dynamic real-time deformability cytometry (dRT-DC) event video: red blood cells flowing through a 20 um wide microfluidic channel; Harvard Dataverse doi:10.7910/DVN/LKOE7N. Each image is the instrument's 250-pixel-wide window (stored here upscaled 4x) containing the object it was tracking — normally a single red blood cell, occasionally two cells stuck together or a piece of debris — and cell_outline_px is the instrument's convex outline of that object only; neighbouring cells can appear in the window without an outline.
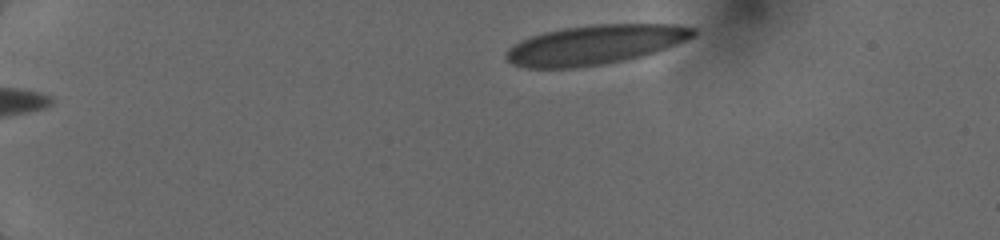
{"species": "human", "species_latin": "Homo sapiens", "temperature_condition": "cold", "stored_images_in_passage": 48, "camera_frame_rate_fps": 3000, "um_per_image_px": 0.085, "donor": {"sex": "female"}, "frame": {"image": 1, "passage_image": 1, "time_ms": 0.0, "image_size_px": [1000, 240], "cell_outline_px": [[696, 36], [676, 44], [644, 56], [604, 64], [576, 68], [528, 68], [512, 64], [504, 56], [508, 48], [520, 40], [544, 32], [564, 28], [596, 24], [676, 24], [696, 28]], "centroid_in_image_um": [50.59, 3.8], "position_along_channel_um": 34.4, "area_um2": 43.18}}
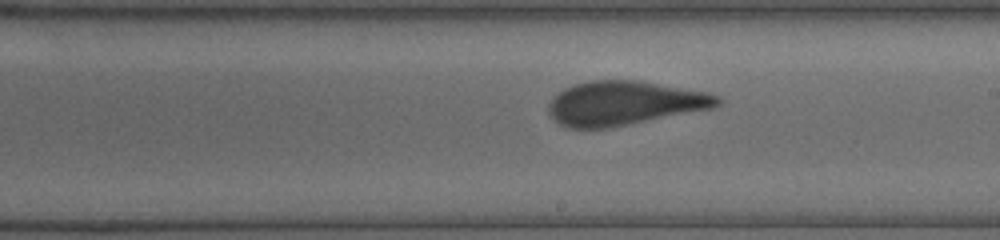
{"frame": {"image": 2, "passage_image": 17, "time_ms": 7.0, "image_size_px": [1000, 240], "cell_outline_px": [[724, 100], [720, 104], [712, 108], [608, 128], [568, 128], [560, 124], [548, 112], [548, 104], [564, 88], [572, 84], [592, 80], [636, 80], [708, 92], [720, 96]], "centroid_in_image_um": [53.08, 8.76], "position_along_channel_um": 235.9, "area_um2": 43.18}}
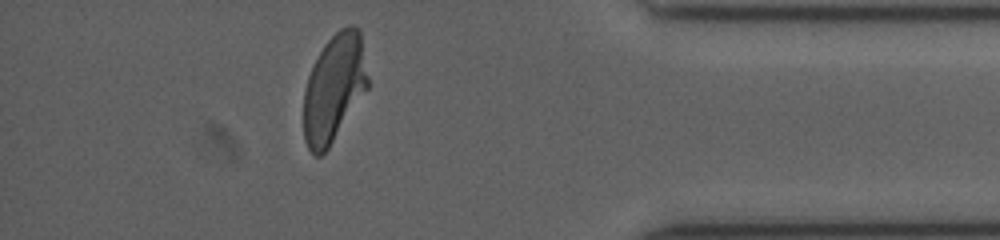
{"frame": {"image": 3, "passage_image": 39, "time_ms": 11.667, "image_size_px": [1000, 240], "cell_outline_px": [[368, 88], [328, 148], [320, 156], [316, 156], [308, 148], [304, 140], [304, 92], [308, 76], [324, 44], [340, 28], [348, 24], [352, 24], [360, 28], [368, 76]], "centroid_in_image_um": [28.41, 7.46], "position_along_channel_um": 406.8, "area_um2": 40.11}}